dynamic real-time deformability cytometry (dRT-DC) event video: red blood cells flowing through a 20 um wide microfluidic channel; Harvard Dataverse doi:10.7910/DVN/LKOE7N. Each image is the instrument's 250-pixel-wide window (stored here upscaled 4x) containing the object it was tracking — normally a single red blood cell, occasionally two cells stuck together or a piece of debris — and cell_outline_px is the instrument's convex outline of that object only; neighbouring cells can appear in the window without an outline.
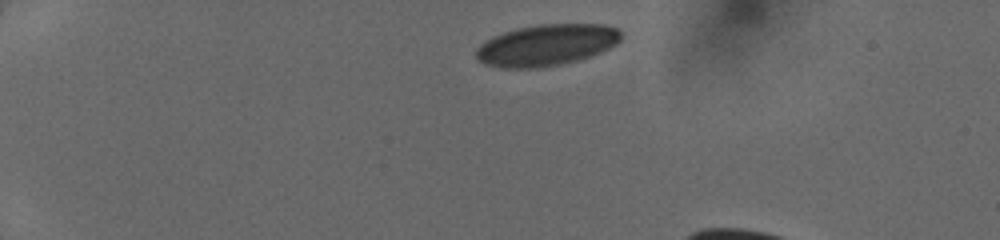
{"species": "human", "species_latin": "Homo sapiens", "temperature_condition": "cold", "stored_images_in_passage": 8, "camera_frame_rate_fps": 3000, "um_per_image_px": 0.085, "donor": {"sex": "female"}, "frame": {"image": 1, "passage_image": 1, "time_ms": 0.0, "image_size_px": [1000, 240], "cell_outline_px": [[620, 40], [616, 44], [592, 56], [560, 64], [532, 68], [504, 68], [484, 64], [476, 56], [476, 48], [484, 40], [492, 36], [516, 28], [540, 24], [604, 24], [616, 28], [620, 32]], "centroid_in_image_um": [46.42, 3.82], "position_along_channel_um": 38.6, "area_um2": 34.85}}
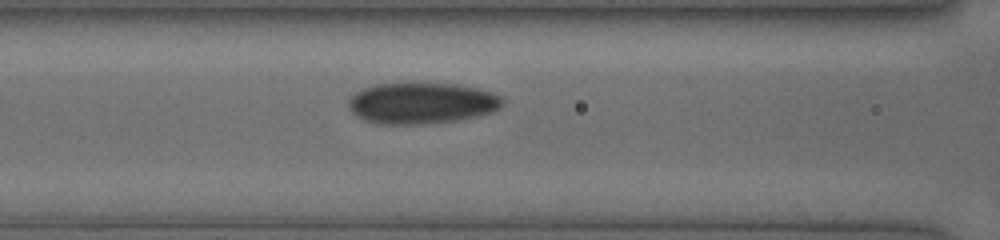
{"frame": {"image": 2, "passage_image": 6, "time_ms": 4.0, "image_size_px": [1000, 240], "cell_outline_px": [[504, 100], [500, 108], [492, 112], [476, 116], [456, 120], [420, 124], [376, 124], [364, 120], [356, 116], [348, 108], [348, 100], [356, 92], [364, 88], [376, 84], [456, 84], [476, 88], [492, 92], [500, 96]], "centroid_in_image_um": [35.82, 8.78], "position_along_channel_um": 130.8, "area_um2": 36.76}}
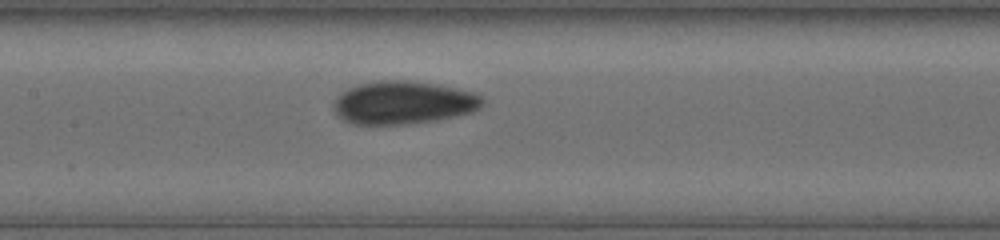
{"frame": {"image": 3, "passage_image": 8, "time_ms": 5.0, "image_size_px": [1000, 240], "cell_outline_px": [[484, 104], [476, 112], [436, 120], [408, 124], [352, 124], [344, 120], [332, 108], [332, 104], [336, 96], [340, 92], [348, 88], [360, 84], [380, 80], [408, 80], [436, 84], [456, 88], [472, 92], [480, 96], [484, 100]], "centroid_in_image_um": [34.28, 8.72], "position_along_channel_um": 173.1, "area_um2": 37.57}}